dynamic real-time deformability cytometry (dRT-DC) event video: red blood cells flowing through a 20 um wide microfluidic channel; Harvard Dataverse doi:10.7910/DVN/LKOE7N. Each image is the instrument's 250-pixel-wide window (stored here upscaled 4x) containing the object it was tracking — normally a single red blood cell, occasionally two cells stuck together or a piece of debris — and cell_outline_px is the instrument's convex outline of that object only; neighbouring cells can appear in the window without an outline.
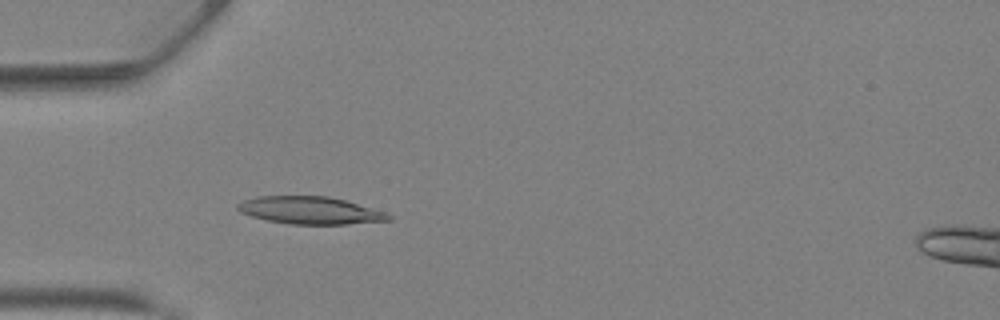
{"species": "Egyptian fruit bat (a non-hibernating species)", "species_latin": "Rousettus aegyptiacus", "temperature_condition": "warm", "stored_images_in_passage": 32, "camera_frame_rate_fps": 3000, "um_per_image_px": 0.085, "animal": {"sex": "female"}, "frame": {"image": 1, "passage_image": 3, "time_ms": 0.667, "image_size_px": [1000, 320], "cell_outline_px": [[392, 220], [348, 224], [292, 224], [268, 220], [252, 216], [240, 212], [236, 208], [236, 204], [244, 200], [256, 196], [328, 196], [344, 200], [384, 212], [392, 216]], "centroid_in_image_um": [26.33, 17.88], "position_along_channel_um": 58.7, "area_um2": 23.93}}
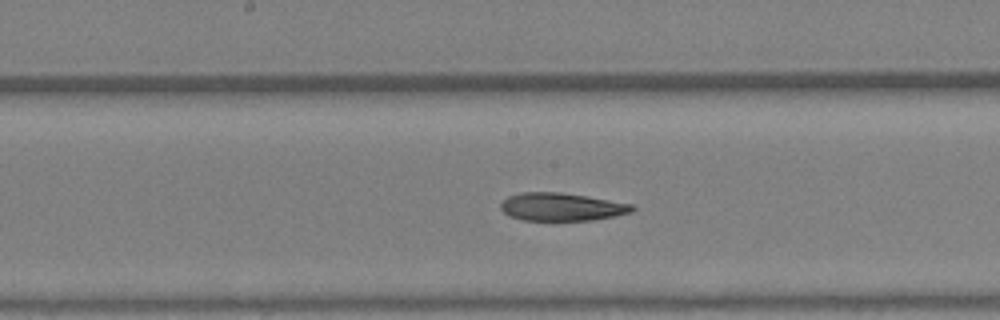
{"frame": {"image": 2, "passage_image": 12, "time_ms": 3.667, "image_size_px": [1000, 320], "cell_outline_px": [[636, 208], [632, 212], [592, 220], [524, 220], [508, 216], [500, 208], [500, 204], [508, 196], [520, 192], [560, 192], [632, 204]], "centroid_in_image_um": [47.69, 17.58], "position_along_channel_um": 200.5, "area_um2": 21.21}}
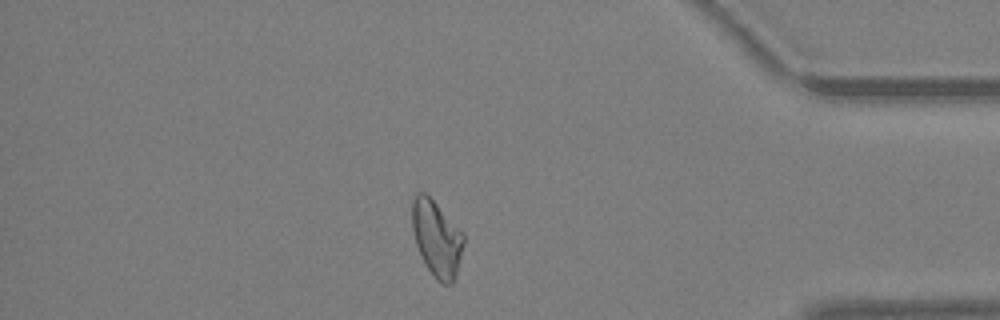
{"frame": {"image": 3, "passage_image": 26, "time_ms": 8.333, "image_size_px": [1000, 320], "cell_outline_px": [[464, 240], [456, 276], [452, 284], [440, 284], [436, 280], [428, 268], [416, 244], [412, 228], [412, 200], [416, 192], [424, 192], [464, 232]], "centroid_in_image_um": [37.12, 20.27], "position_along_channel_um": 398.1, "area_um2": 22.6}, "authors_computed_cell_mechanics": {"area_um2": 22.3975, "velocity_mm_per_s": 4.919, "shape_relaxation_time_tau1_ms": null, "shape_relaxation_time_tau2_ms": 4.6664, "deformation_change_tau1": null, "deformation_change_tau2": 0.1457}}